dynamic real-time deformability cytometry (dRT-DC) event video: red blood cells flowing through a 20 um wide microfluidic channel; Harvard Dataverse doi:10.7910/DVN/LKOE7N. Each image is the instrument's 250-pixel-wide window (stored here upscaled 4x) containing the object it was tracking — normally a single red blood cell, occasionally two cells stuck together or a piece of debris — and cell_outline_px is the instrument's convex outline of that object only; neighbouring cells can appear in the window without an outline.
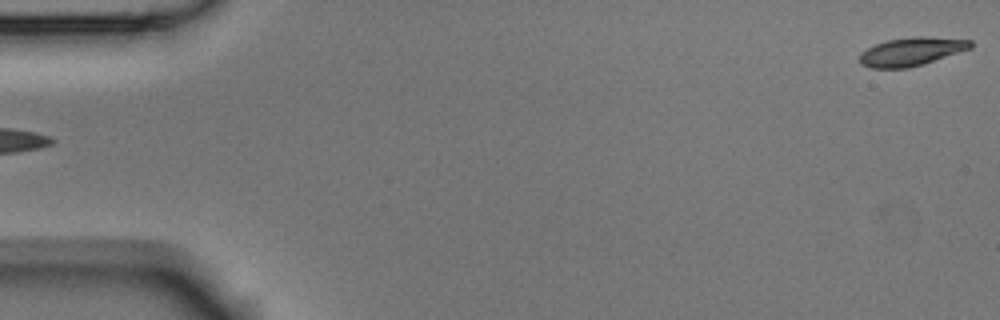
{"species": "Egyptian fruit bat (a non-hibernating species)", "species_latin": "Rousettus aegyptiacus", "temperature_condition": "room temperature", "stored_images_in_passage": 3, "segment_of_instrument_passage": [2, 2], "camera_frame_rate_fps": 3000, "um_per_image_px": 0.085, "animal": {"sex": "male"}, "frame": {"image": 1, "passage_image": 3, "time_ms": 0.667, "image_size_px": [1000, 320], "cell_outline_px": [[972, 48], [924, 64], [908, 68], [872, 68], [860, 64], [860, 52], [876, 44], [888, 40], [916, 36], [924, 36], [972, 40]], "centroid_in_image_um": [77.48, 4.39], "position_along_channel_um": 7.5, "area_um2": 18.32}}